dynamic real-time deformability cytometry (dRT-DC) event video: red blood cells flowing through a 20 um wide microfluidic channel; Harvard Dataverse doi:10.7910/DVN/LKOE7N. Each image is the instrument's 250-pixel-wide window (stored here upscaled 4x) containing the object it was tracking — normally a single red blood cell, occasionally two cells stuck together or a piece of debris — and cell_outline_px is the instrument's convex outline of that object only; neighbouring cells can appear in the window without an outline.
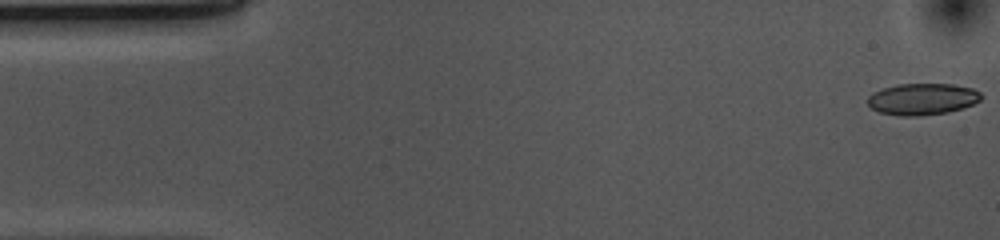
{"species": "common noctule bat (a hibernating species)", "species_latin": "Nyctalus noctula", "temperature_condition": "cold", "stored_images_in_passage": 53, "camera_frame_rate_fps": 3000, "um_per_image_px": 0.085, "animal": {"sex": "female", "body_mass_g": 10.0, "forearm_length_mm": 53.1}, "frame": {"image": 1, "passage_image": 1, "time_ms": 0.0, "image_size_px": [1000, 240], "cell_outline_px": [[984, 96], [980, 100], [972, 104], [948, 112], [920, 116], [900, 116], [880, 112], [872, 108], [868, 104], [868, 96], [872, 92], [884, 88], [900, 84], [952, 84], [972, 88], [980, 92]], "centroid_in_image_um": [78.4, 8.42], "position_along_channel_um": 6.6, "area_um2": 20.81}}
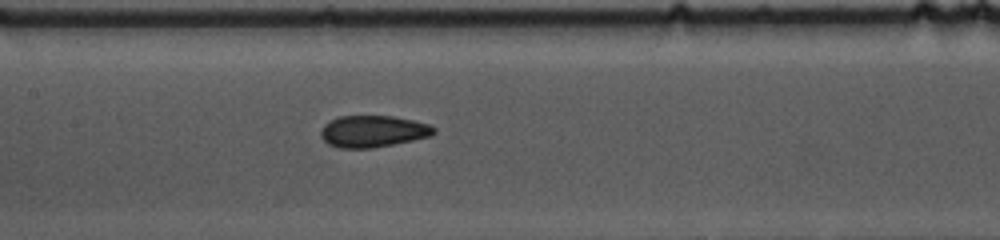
{"frame": {"image": 2, "passage_image": 24, "time_ms": 7.667, "image_size_px": [1000, 240], "cell_outline_px": [[436, 132], [432, 136], [372, 148], [340, 148], [328, 144], [320, 136], [320, 132], [324, 124], [328, 120], [340, 116], [392, 116], [412, 120], [428, 124], [436, 128]], "centroid_in_image_um": [31.68, 11.16], "position_along_channel_um": 175.7, "area_um2": 20.92}}
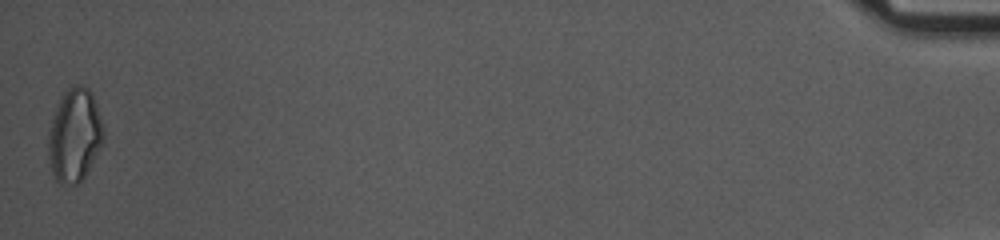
{"frame": {"image": 3, "passage_image": 53, "time_ms": 17.333, "image_size_px": [1000, 240], "cell_outline_px": [[104, 140], [84, 176], [76, 184], [60, 184], [56, 180], [52, 172], [48, 156], [48, 136], [56, 104], [64, 92], [68, 88], [76, 84], [80, 84], [88, 88], [92, 92], [104, 128]], "centroid_in_image_um": [6.33, 11.47], "position_along_channel_um": 428.9, "area_um2": 29.88}, "authors_computed_cell_mechanics": {"area_um2": 20.9814, "velocity_mm_per_s": 3.6768, "shape_relaxation_time_tau1_ms": 6.5042, "shape_relaxation_time_tau2_ms": 1.7053, "deformation_change_tau1": 0.1274, "deformation_change_tau2": 0.0636}}